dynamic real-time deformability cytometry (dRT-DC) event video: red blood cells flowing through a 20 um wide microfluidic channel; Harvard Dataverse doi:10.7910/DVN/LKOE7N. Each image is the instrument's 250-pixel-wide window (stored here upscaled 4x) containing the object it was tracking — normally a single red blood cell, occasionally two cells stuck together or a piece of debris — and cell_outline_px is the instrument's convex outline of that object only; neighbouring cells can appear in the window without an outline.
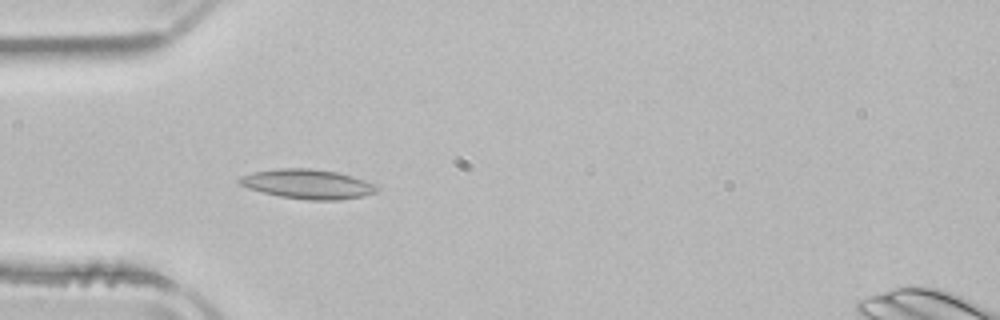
{"species": "common noctule bat (a hibernating species)", "species_latin": "Nyctalus noctula", "temperature_condition": "room temperature", "stored_images_in_passage": 28, "camera_frame_rate_fps": 3000, "um_per_image_px": 0.085, "animal": {"sex": "male", "body_mass_g": 21.5, "forearm_length_mm": 52.0}, "frame": {"image": 1, "passage_image": 5, "time_ms": 1.333, "image_size_px": [1000, 320], "cell_outline_px": [[380, 188], [376, 192], [364, 196], [340, 200], [308, 200], [280, 196], [248, 188], [240, 184], [236, 180], [240, 176], [252, 172], [276, 168], [308, 168], [336, 172], [352, 176], [364, 180]], "centroid_in_image_um": [26.13, 15.64], "position_along_channel_um": 58.9, "area_um2": 23.58}}
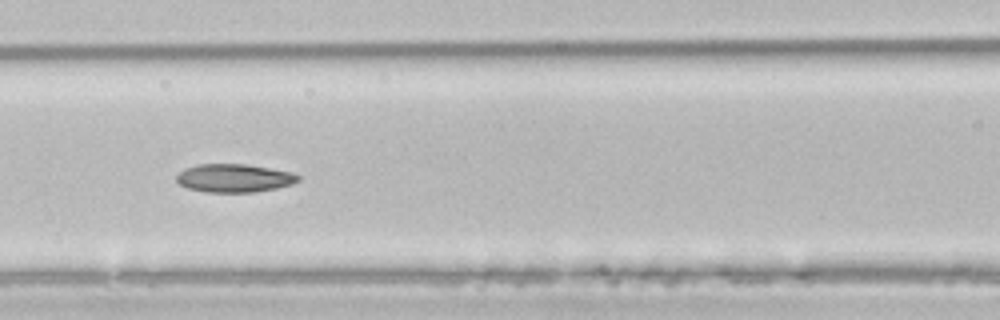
{"frame": {"image": 2, "passage_image": 12, "time_ms": 3.667, "image_size_px": [1000, 320], "cell_outline_px": [[300, 180], [292, 184], [276, 188], [252, 192], [204, 192], [188, 188], [180, 184], [176, 180], [176, 176], [184, 168], [196, 164], [248, 164], [292, 172], [300, 176]], "centroid_in_image_um": [19.9, 15.13], "position_along_channel_um": 146.7, "area_um2": 20.11}}
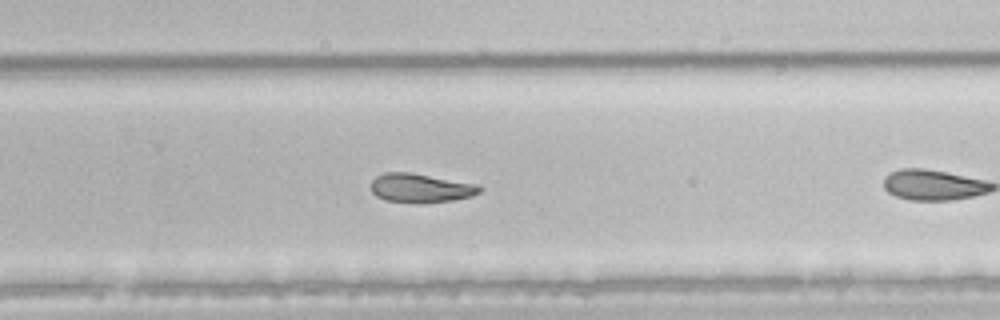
{"frame": {"image": 3, "passage_image": 20, "time_ms": 6.333, "image_size_px": [1000, 320], "cell_outline_px": [[484, 188], [480, 192], [472, 196], [452, 200], [424, 204], [420, 204], [384, 200], [376, 196], [372, 192], [372, 180], [376, 176], [384, 172], [408, 172], [480, 184]], "centroid_in_image_um": [35.78, 15.99], "position_along_channel_um": 294.0, "area_um2": 18.67}}